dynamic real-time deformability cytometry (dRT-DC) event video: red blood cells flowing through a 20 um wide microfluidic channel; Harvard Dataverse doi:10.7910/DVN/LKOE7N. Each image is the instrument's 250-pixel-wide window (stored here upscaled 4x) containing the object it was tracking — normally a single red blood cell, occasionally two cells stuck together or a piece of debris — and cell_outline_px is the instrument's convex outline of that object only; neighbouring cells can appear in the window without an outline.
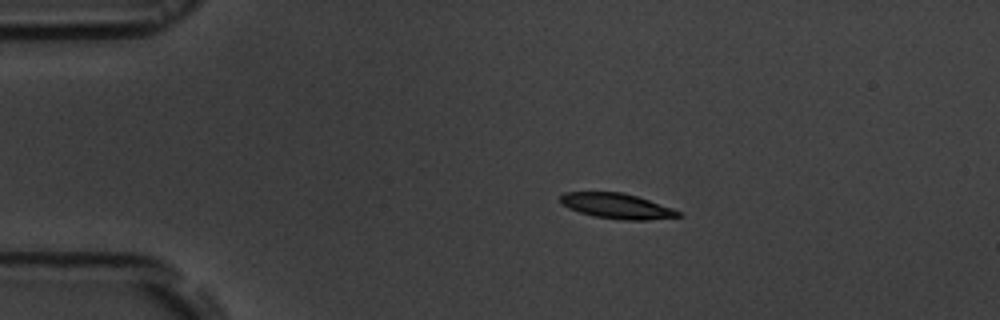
{"species": "common noctule bat (a hibernating species)", "species_latin": "Nyctalus noctula", "temperature_condition": "room temperature", "stored_images_in_passage": 46, "camera_frame_rate_fps": 3000, "um_per_image_px": 0.085, "animal": {"sex": "male", "body_mass_g": 19.5, "forearm_length_mm": 54.6}, "frame": {"image": 1, "passage_image": 1, "time_ms": 0.0, "image_size_px": [1000, 320], "cell_outline_px": [[684, 216], [648, 220], [624, 220], [592, 216], [568, 208], [560, 204], [560, 196], [564, 192], [620, 192], [636, 196], [672, 208], [680, 212]], "centroid_in_image_um": [52.41, 17.52], "position_along_channel_um": 32.6, "area_um2": 17.34}}
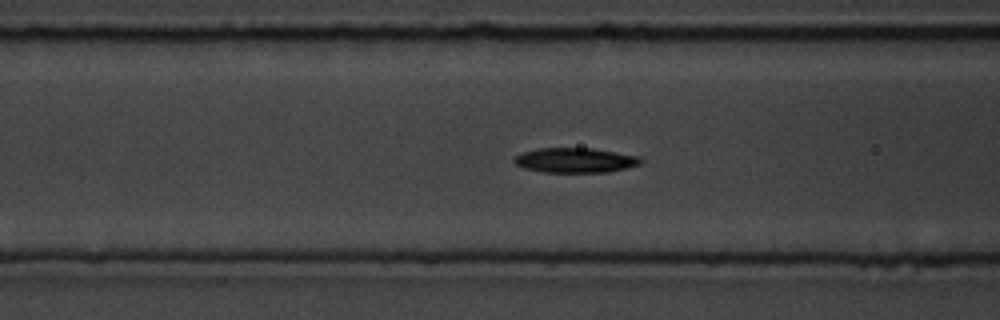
{"frame": {"image": 2, "passage_image": 12, "time_ms": 3.667, "image_size_px": [1000, 320], "cell_outline_px": [[644, 160], [640, 164], [608, 172], [544, 172], [524, 168], [516, 164], [512, 160], [516, 156], [524, 152], [536, 148], [592, 148], [640, 156]], "centroid_in_image_um": [48.9, 13.61], "position_along_channel_um": 117.7, "area_um2": 18.26}}
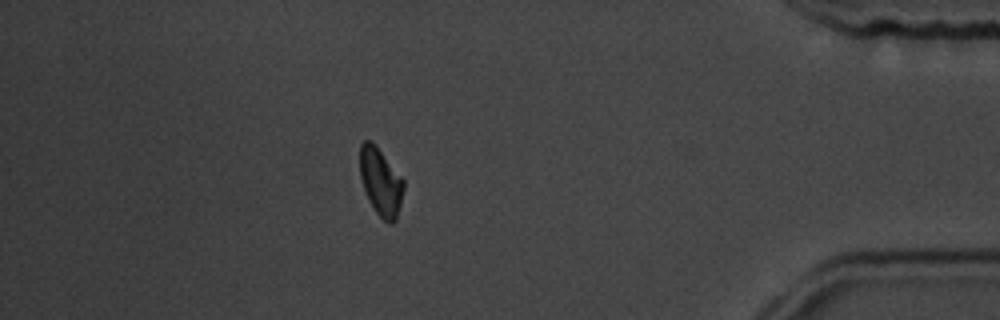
{"frame": {"image": 3, "passage_image": 39, "time_ms": 12.667, "image_size_px": [1000, 320], "cell_outline_px": [[404, 188], [396, 220], [392, 224], [384, 220], [376, 212], [368, 200], [360, 176], [360, 144], [364, 140], [372, 140], [404, 180]], "centroid_in_image_um": [32.35, 15.44], "position_along_channel_um": 402.8, "area_um2": 17.11}, "authors_computed_cell_mechanics": {"area_um2": 17.918, "velocity_mm_per_s": 3.6501, "shape_relaxation_time_tau1_ms": 3.4542, "shape_relaxation_time_tau2_ms": null, "deformation_change_tau1": 0.1083, "deformation_change_tau2": null}}